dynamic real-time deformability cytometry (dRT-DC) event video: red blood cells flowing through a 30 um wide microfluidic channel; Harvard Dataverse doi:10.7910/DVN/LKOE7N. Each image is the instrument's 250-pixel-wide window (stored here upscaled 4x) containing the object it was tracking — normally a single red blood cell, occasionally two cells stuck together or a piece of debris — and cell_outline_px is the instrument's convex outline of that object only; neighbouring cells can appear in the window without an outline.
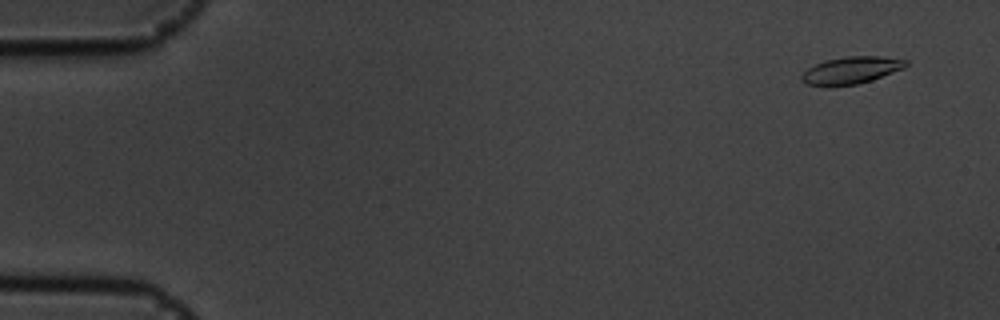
{"species": "common noctule bat (a hibernating species)", "species_latin": "Nyctalus noctula", "temperature_condition": "cold", "stored_images_in_passage": 58, "camera_frame_rate_fps": 3000, "um_per_image_px": 0.085, "animal": {"sex": "male", "body_mass_g": 19.5, "forearm_length_mm": 54.6}, "frame": {"image": 1, "passage_image": 4, "time_ms": 1.0, "image_size_px": [1000, 320], "cell_outline_px": [[908, 64], [904, 68], [872, 80], [856, 84], [804, 84], [800, 80], [800, 76], [808, 68], [824, 60], [844, 56], [880, 56], [908, 60]], "centroid_in_image_um": [72.37, 5.94], "position_along_channel_um": 12.6, "area_um2": 16.18}}
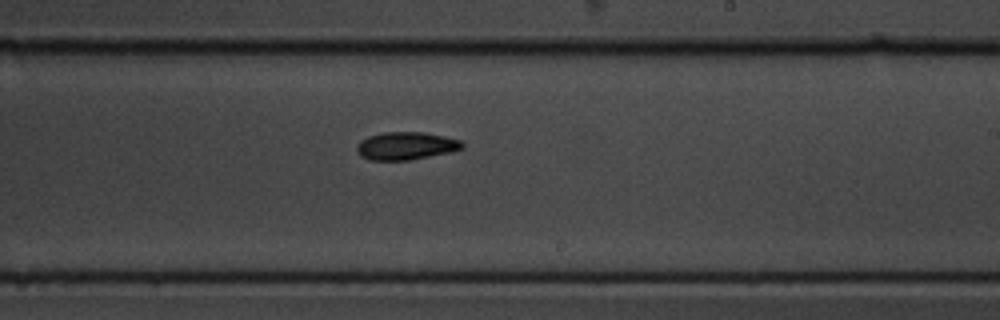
{"frame": {"image": 2, "passage_image": 35, "time_ms": 11.333, "image_size_px": [1000, 320], "cell_outline_px": [[464, 148], [452, 152], [408, 160], [368, 160], [360, 156], [356, 152], [356, 144], [360, 140], [368, 136], [384, 132], [424, 132], [444, 136], [460, 140], [464, 144]], "centroid_in_image_um": [34.48, 12.4], "position_along_channel_um": 254.5, "area_um2": 17.28}}
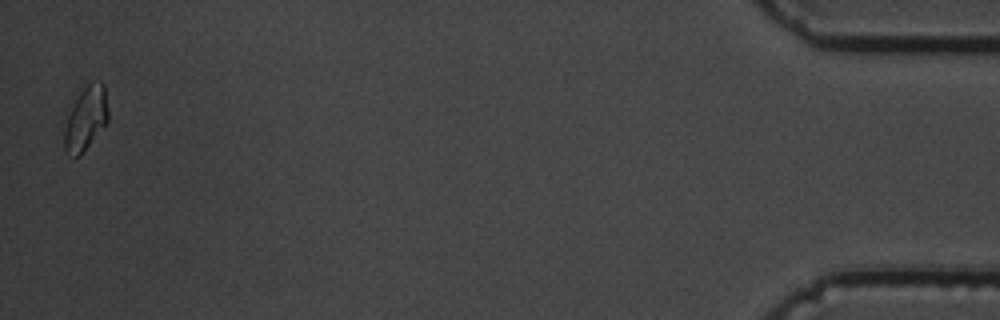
{"frame": {"image": 3, "passage_image": 57, "time_ms": 18.667, "image_size_px": [1000, 320], "cell_outline_px": [[108, 120], [80, 156], [68, 156], [64, 148], [64, 128], [68, 116], [80, 92], [92, 80], [100, 80], [104, 84], [108, 112]], "centroid_in_image_um": [7.29, 10.07], "position_along_channel_um": 427.9, "area_um2": 16.01}, "authors_computed_cell_mechanics": {"area_um2": 16.6464, "velocity_mm_per_s": 3.5471, "shape_relaxation_time_tau1_ms": 3.4342, "shape_relaxation_time_tau2_ms": 8.0709, "deformation_change_tau1": 0.1077, "deformation_change_tau2": 0.1334}}